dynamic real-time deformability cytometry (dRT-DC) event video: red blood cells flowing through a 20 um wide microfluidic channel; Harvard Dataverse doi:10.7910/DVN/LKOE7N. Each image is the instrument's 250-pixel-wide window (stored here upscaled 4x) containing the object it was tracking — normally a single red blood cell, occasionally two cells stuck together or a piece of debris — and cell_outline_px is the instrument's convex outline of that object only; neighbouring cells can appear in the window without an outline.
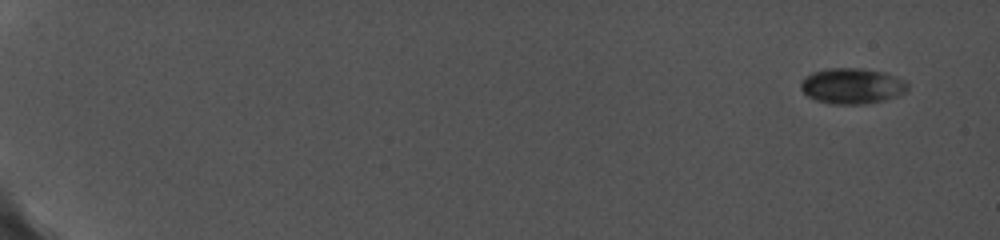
{"species": "common noctule bat (a hibernating species)", "species_latin": "Nyctalus noctula", "temperature_condition": "cold", "stored_images_in_passage": 14, "camera_frame_rate_fps": 5000, "um_per_image_px": 0.085, "animal": {"sex": "female", "body_mass_g": 19.0, "forearm_length_mm": 56.7}, "frame": {"image": 1, "passage_image": 1, "time_ms": 0.0, "image_size_px": [1000, 240], "cell_outline_px": [[908, 92], [896, 96], [880, 100], [856, 104], [832, 104], [816, 100], [808, 96], [800, 88], [800, 80], [804, 76], [812, 72], [828, 68], [864, 68], [884, 72], [896, 76], [904, 80], [908, 84]], "centroid_in_image_um": [72.4, 7.28], "position_along_channel_um": 12.6, "area_um2": 22.25}}